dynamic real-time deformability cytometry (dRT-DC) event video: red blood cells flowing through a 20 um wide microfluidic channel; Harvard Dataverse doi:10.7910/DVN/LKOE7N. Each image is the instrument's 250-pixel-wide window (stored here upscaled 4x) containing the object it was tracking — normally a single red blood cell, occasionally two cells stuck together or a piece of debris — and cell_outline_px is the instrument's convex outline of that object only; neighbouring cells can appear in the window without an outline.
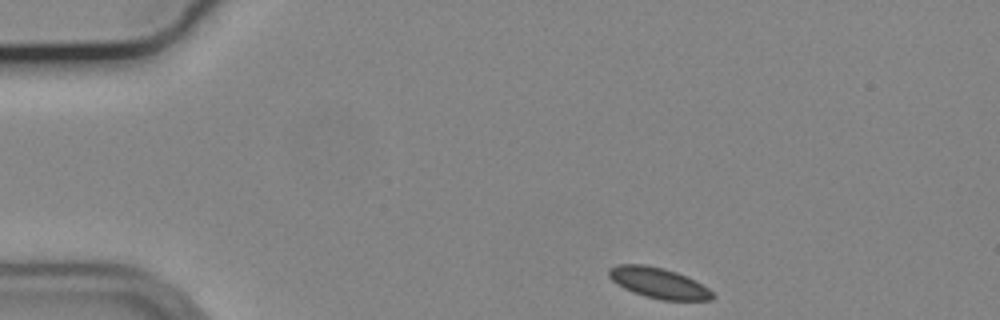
{"species": "common noctule bat (a hibernating species)", "species_latin": "Nyctalus noctula", "temperature_condition": "cold", "stored_images_in_passage": 48, "camera_frame_rate_fps": 3000, "um_per_image_px": 0.085, "animal": {"sex": "male", "body_mass_g": 19.2, "forearm_length_mm": 51.8}, "frame": {"image": 1, "passage_image": 1, "time_ms": 0.0, "image_size_px": [1000, 320], "cell_outline_px": [[712, 300], [660, 300], [644, 296], [632, 292], [624, 288], [612, 280], [608, 276], [608, 268], [616, 264], [644, 264], [664, 268], [676, 272], [696, 280], [708, 288], [712, 292]], "centroid_in_image_um": [55.95, 24.04], "position_along_channel_um": 29.1, "area_um2": 18.55}}
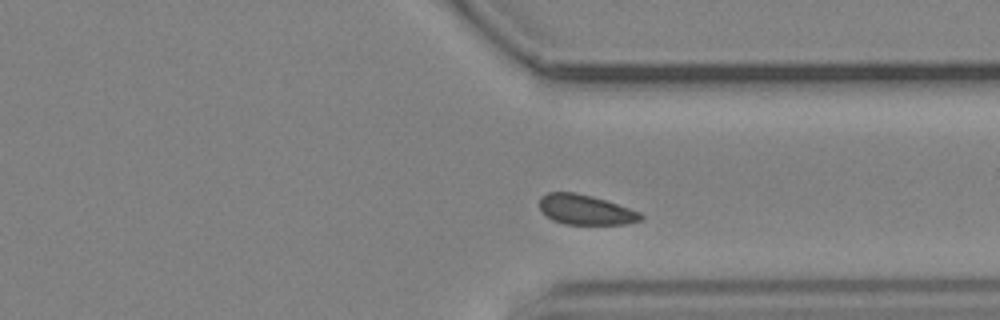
{"frame": {"image": 2, "passage_image": 34, "time_ms": 11.0, "image_size_px": [1000, 320], "cell_outline_px": [[644, 216], [640, 220], [628, 224], [564, 224], [552, 220], [540, 212], [540, 196], [548, 192], [576, 192], [592, 196], [640, 212]], "centroid_in_image_um": [49.72, 17.83], "position_along_channel_um": 361.7, "area_um2": 17.69}}
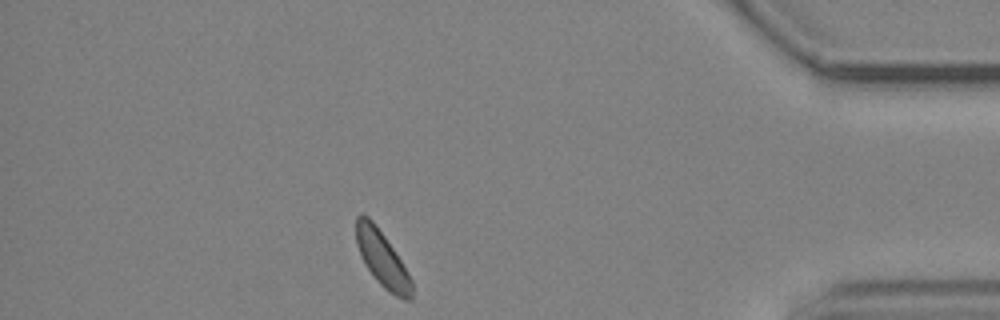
{"frame": {"image": 3, "passage_image": 41, "time_ms": 13.333, "image_size_px": [1000, 320], "cell_outline_px": [[412, 300], [404, 300], [388, 292], [376, 280], [360, 256], [356, 244], [356, 216], [360, 212], [368, 216], [372, 220], [384, 236], [408, 272], [412, 280]], "centroid_in_image_um": [32.47, 22.01], "position_along_channel_um": 402.7, "area_um2": 17.92}}